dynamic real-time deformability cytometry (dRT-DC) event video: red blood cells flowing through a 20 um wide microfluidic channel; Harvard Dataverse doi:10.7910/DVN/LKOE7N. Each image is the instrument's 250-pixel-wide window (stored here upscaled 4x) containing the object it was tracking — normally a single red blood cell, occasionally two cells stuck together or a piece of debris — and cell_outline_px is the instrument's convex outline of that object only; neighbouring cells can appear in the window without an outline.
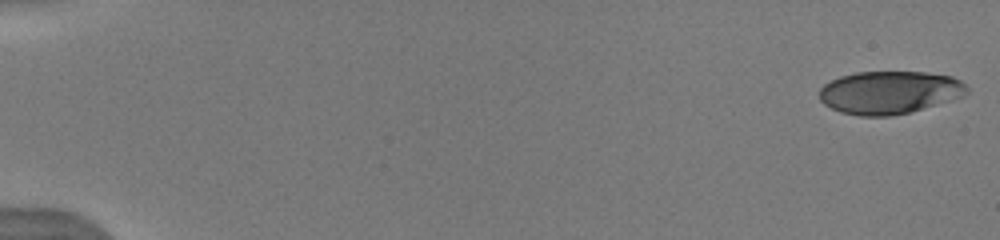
{"species": "human", "species_latin": "Homo sapiens", "temperature_condition": "warm", "stored_images_in_passage": 9, "camera_frame_rate_fps": 3000, "um_per_image_px": 0.085, "donor": {"sex": "male"}, "frame": {"image": 1, "passage_image": 1, "time_ms": 0.0, "image_size_px": [1000, 240], "cell_outline_px": [[968, 92], [964, 96], [908, 112], [892, 116], [860, 116], [840, 112], [824, 104], [820, 100], [820, 88], [824, 84], [840, 76], [856, 72], [924, 72], [952, 76], [960, 80], [968, 88]], "centroid_in_image_um": [75.59, 7.85], "position_along_channel_um": 9.4, "area_um2": 36.7}}
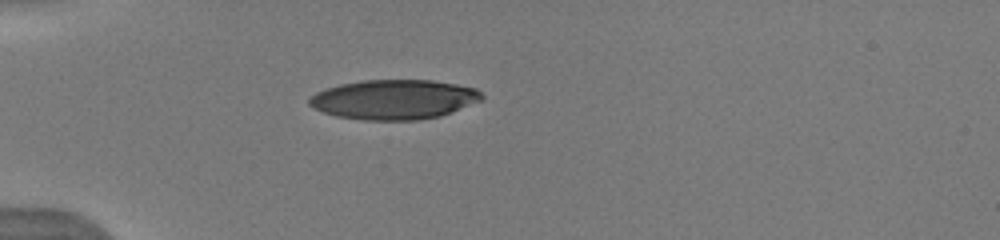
{"frame": {"image": 2, "passage_image": 6, "time_ms": 5.0, "image_size_px": [1000, 240], "cell_outline_px": [[484, 100], [452, 112], [440, 116], [416, 120], [364, 120], [336, 116], [324, 112], [308, 104], [308, 96], [324, 88], [340, 84], [360, 80], [432, 80], [456, 84], [476, 88], [484, 96]], "centroid_in_image_um": [33.49, 8.45], "position_along_channel_um": 51.5, "area_um2": 40.17}}